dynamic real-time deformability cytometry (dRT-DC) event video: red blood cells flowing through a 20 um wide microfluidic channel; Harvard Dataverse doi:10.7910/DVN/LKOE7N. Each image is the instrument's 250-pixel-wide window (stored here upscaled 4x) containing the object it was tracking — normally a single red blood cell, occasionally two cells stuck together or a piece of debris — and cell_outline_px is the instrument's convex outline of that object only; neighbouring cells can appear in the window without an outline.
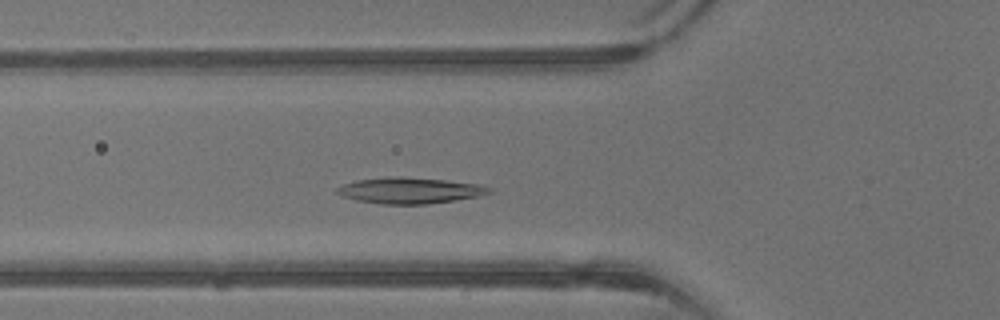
{"species": "common noctule bat (a hibernating species)", "species_latin": "Nyctalus noctula", "temperature_condition": "warm", "stored_images_in_passage": 35, "camera_frame_rate_fps": 3000, "um_per_image_px": 0.085, "animal": {"sex": "male", "body_mass_g": 13.3}, "frame": {"image": 1, "passage_image": 7, "time_ms": 2.0, "image_size_px": [1000, 320], "cell_outline_px": [[492, 192], [480, 196], [456, 200], [428, 204], [380, 204], [356, 200], [344, 196], [336, 192], [336, 188], [344, 184], [356, 180], [384, 176], [400, 176], [444, 180], [480, 184], [492, 188]], "centroid_in_image_um": [34.85, 16.18], "position_along_channel_um": 91.0, "area_um2": 23.24}}
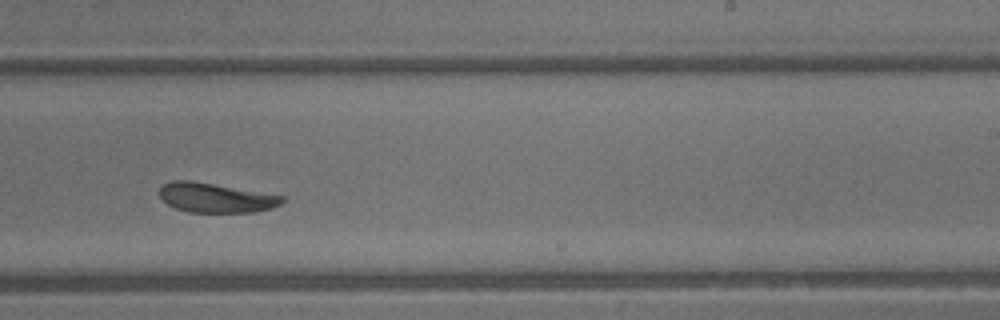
{"frame": {"image": 2, "passage_image": 18, "time_ms": 5.667, "image_size_px": [1000, 320], "cell_outline_px": [[288, 200], [272, 208], [256, 212], [188, 212], [176, 208], [168, 204], [160, 196], [160, 188], [164, 184], [172, 180], [188, 180], [284, 196]], "centroid_in_image_um": [18.37, 16.82], "position_along_channel_um": 270.6, "area_um2": 20.87}}
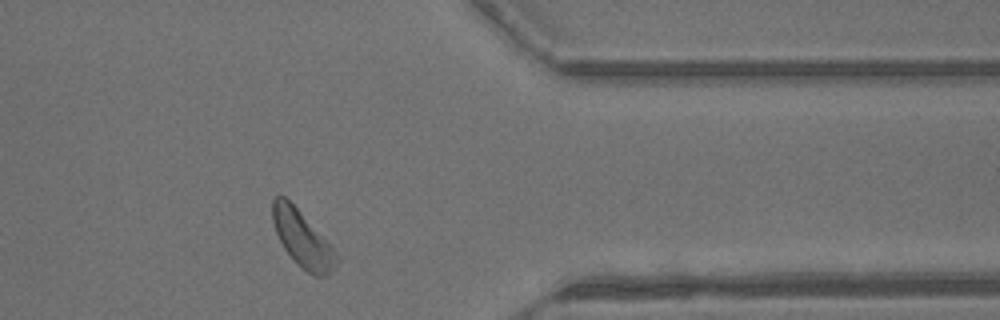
{"frame": {"image": 3, "passage_image": 26, "time_ms": 8.333, "image_size_px": [1000, 320], "cell_outline_px": [[340, 260], [328, 276], [312, 276], [284, 248], [276, 232], [272, 220], [272, 200], [276, 196], [284, 196], [332, 244], [340, 256]], "centroid_in_image_um": [25.77, 20.32], "position_along_channel_um": 385.6, "area_um2": 20.75}, "authors_computed_cell_mechanics": {"area_um2": 21.5594, "velocity_mm_per_s": 4.8998, "shape_relaxation_time_tau1_ms": 3.688, "shape_relaxation_time_tau2_ms": 7.4579, "deformation_change_tau1": 0.1274, "deformation_change_tau2": 0.1749}}